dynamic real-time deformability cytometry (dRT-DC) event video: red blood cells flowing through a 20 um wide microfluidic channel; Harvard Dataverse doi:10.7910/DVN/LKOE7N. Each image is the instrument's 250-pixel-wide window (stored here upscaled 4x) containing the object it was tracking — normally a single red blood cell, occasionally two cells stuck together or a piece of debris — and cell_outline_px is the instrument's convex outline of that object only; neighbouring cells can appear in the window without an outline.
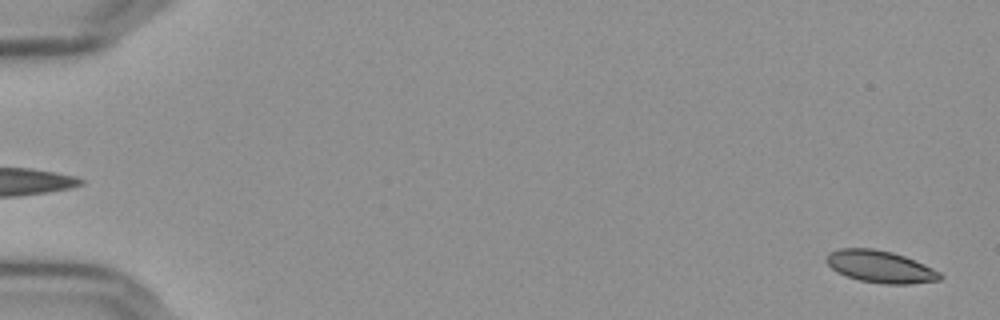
{"species": "Egyptian fruit bat (a non-hibernating species)", "species_latin": "Rousettus aegyptiacus", "temperature_condition": "cold", "stored_images_in_passage": 12, "camera_frame_rate_fps": 3000, "um_per_image_px": 0.085, "frame": {"image": 1, "passage_image": 2, "time_ms": 0.333, "image_size_px": [1000, 320], "cell_outline_px": [[944, 276], [940, 280], [908, 284], [884, 284], [860, 280], [836, 272], [824, 260], [828, 252], [840, 248], [872, 248], [892, 252], [904, 256], [924, 264], [940, 272]], "centroid_in_image_um": [74.81, 22.66], "position_along_channel_um": 10.2, "area_um2": 21.27}}